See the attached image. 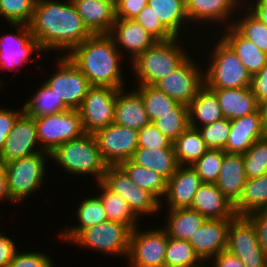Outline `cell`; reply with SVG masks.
Segmentation results:
<instances>
[{"label": "cell", "instance_id": "c3c4849f", "mask_svg": "<svg viewBox=\"0 0 267 267\" xmlns=\"http://www.w3.org/2000/svg\"><path fill=\"white\" fill-rule=\"evenodd\" d=\"M138 148L158 149L174 147L173 142L163 135L153 122H150L138 130Z\"/></svg>", "mask_w": 267, "mask_h": 267}, {"label": "cell", "instance_id": "3957f363", "mask_svg": "<svg viewBox=\"0 0 267 267\" xmlns=\"http://www.w3.org/2000/svg\"><path fill=\"white\" fill-rule=\"evenodd\" d=\"M50 159L58 162L69 174H92L97 182L102 181L108 166L94 134L89 133L61 144L50 154Z\"/></svg>", "mask_w": 267, "mask_h": 267}, {"label": "cell", "instance_id": "603a6c76", "mask_svg": "<svg viewBox=\"0 0 267 267\" xmlns=\"http://www.w3.org/2000/svg\"><path fill=\"white\" fill-rule=\"evenodd\" d=\"M92 34H109L116 21V8L103 0H72Z\"/></svg>", "mask_w": 267, "mask_h": 267}, {"label": "cell", "instance_id": "ffe728a7", "mask_svg": "<svg viewBox=\"0 0 267 267\" xmlns=\"http://www.w3.org/2000/svg\"><path fill=\"white\" fill-rule=\"evenodd\" d=\"M202 183L191 165H179L167 180L164 197H167L168 209L189 208Z\"/></svg>", "mask_w": 267, "mask_h": 267}, {"label": "cell", "instance_id": "30bf717a", "mask_svg": "<svg viewBox=\"0 0 267 267\" xmlns=\"http://www.w3.org/2000/svg\"><path fill=\"white\" fill-rule=\"evenodd\" d=\"M62 57V58H61ZM57 58L58 68L44 83L61 98L68 109L78 110L91 84L81 70L64 54Z\"/></svg>", "mask_w": 267, "mask_h": 267}, {"label": "cell", "instance_id": "11a10c76", "mask_svg": "<svg viewBox=\"0 0 267 267\" xmlns=\"http://www.w3.org/2000/svg\"><path fill=\"white\" fill-rule=\"evenodd\" d=\"M17 247L9 236L0 233V267H7L14 257Z\"/></svg>", "mask_w": 267, "mask_h": 267}, {"label": "cell", "instance_id": "b9f144b4", "mask_svg": "<svg viewBox=\"0 0 267 267\" xmlns=\"http://www.w3.org/2000/svg\"><path fill=\"white\" fill-rule=\"evenodd\" d=\"M245 17L231 25L247 40L253 42L261 51L267 53V25L262 23L249 10Z\"/></svg>", "mask_w": 267, "mask_h": 267}, {"label": "cell", "instance_id": "4dcf8cb0", "mask_svg": "<svg viewBox=\"0 0 267 267\" xmlns=\"http://www.w3.org/2000/svg\"><path fill=\"white\" fill-rule=\"evenodd\" d=\"M233 206L237 216H247L267 208V173L247 179L240 199Z\"/></svg>", "mask_w": 267, "mask_h": 267}, {"label": "cell", "instance_id": "1f68e13d", "mask_svg": "<svg viewBox=\"0 0 267 267\" xmlns=\"http://www.w3.org/2000/svg\"><path fill=\"white\" fill-rule=\"evenodd\" d=\"M77 219L80 224L60 233L62 239L72 242L84 229L108 221L101 199L98 196L85 198L77 209Z\"/></svg>", "mask_w": 267, "mask_h": 267}, {"label": "cell", "instance_id": "816d5d0a", "mask_svg": "<svg viewBox=\"0 0 267 267\" xmlns=\"http://www.w3.org/2000/svg\"><path fill=\"white\" fill-rule=\"evenodd\" d=\"M147 5L148 0H121L116 6V19H134Z\"/></svg>", "mask_w": 267, "mask_h": 267}, {"label": "cell", "instance_id": "5bb4252c", "mask_svg": "<svg viewBox=\"0 0 267 267\" xmlns=\"http://www.w3.org/2000/svg\"><path fill=\"white\" fill-rule=\"evenodd\" d=\"M94 136L108 166H119L130 160L138 148V131L114 122L98 130Z\"/></svg>", "mask_w": 267, "mask_h": 267}, {"label": "cell", "instance_id": "6da1fadb", "mask_svg": "<svg viewBox=\"0 0 267 267\" xmlns=\"http://www.w3.org/2000/svg\"><path fill=\"white\" fill-rule=\"evenodd\" d=\"M29 27L43 52L64 49L69 53L92 35L72 0H36Z\"/></svg>", "mask_w": 267, "mask_h": 267}, {"label": "cell", "instance_id": "7bdbcfd3", "mask_svg": "<svg viewBox=\"0 0 267 267\" xmlns=\"http://www.w3.org/2000/svg\"><path fill=\"white\" fill-rule=\"evenodd\" d=\"M243 159L247 179L267 173V136L257 140L243 154Z\"/></svg>", "mask_w": 267, "mask_h": 267}, {"label": "cell", "instance_id": "f907efd6", "mask_svg": "<svg viewBox=\"0 0 267 267\" xmlns=\"http://www.w3.org/2000/svg\"><path fill=\"white\" fill-rule=\"evenodd\" d=\"M15 111L12 109H0V152L2 151L5 139L9 135L10 131L18 119V117L24 112V107L21 111Z\"/></svg>", "mask_w": 267, "mask_h": 267}, {"label": "cell", "instance_id": "d590c367", "mask_svg": "<svg viewBox=\"0 0 267 267\" xmlns=\"http://www.w3.org/2000/svg\"><path fill=\"white\" fill-rule=\"evenodd\" d=\"M98 186L102 190L98 197L101 199L108 220L125 224L131 230L139 227L137 225L139 218L130 209L128 203L120 195L110 190L102 181L98 182Z\"/></svg>", "mask_w": 267, "mask_h": 267}, {"label": "cell", "instance_id": "8992f818", "mask_svg": "<svg viewBox=\"0 0 267 267\" xmlns=\"http://www.w3.org/2000/svg\"><path fill=\"white\" fill-rule=\"evenodd\" d=\"M47 157L50 159L48 152H37L5 164L8 190L15 203L25 200L40 188Z\"/></svg>", "mask_w": 267, "mask_h": 267}, {"label": "cell", "instance_id": "52a82bcc", "mask_svg": "<svg viewBox=\"0 0 267 267\" xmlns=\"http://www.w3.org/2000/svg\"><path fill=\"white\" fill-rule=\"evenodd\" d=\"M37 138L42 151L51 154L68 140L81 137L85 132L78 110L35 117ZM42 145V146H41Z\"/></svg>", "mask_w": 267, "mask_h": 267}, {"label": "cell", "instance_id": "94428289", "mask_svg": "<svg viewBox=\"0 0 267 267\" xmlns=\"http://www.w3.org/2000/svg\"><path fill=\"white\" fill-rule=\"evenodd\" d=\"M103 1L112 4L116 8V6L120 3L121 0H103Z\"/></svg>", "mask_w": 267, "mask_h": 267}, {"label": "cell", "instance_id": "ba28073f", "mask_svg": "<svg viewBox=\"0 0 267 267\" xmlns=\"http://www.w3.org/2000/svg\"><path fill=\"white\" fill-rule=\"evenodd\" d=\"M226 250L245 267H267V253L259 245L255 226L247 216L235 215L231 219Z\"/></svg>", "mask_w": 267, "mask_h": 267}, {"label": "cell", "instance_id": "e0dca14e", "mask_svg": "<svg viewBox=\"0 0 267 267\" xmlns=\"http://www.w3.org/2000/svg\"><path fill=\"white\" fill-rule=\"evenodd\" d=\"M37 144L35 117L29 116L24 111L5 139L4 147L0 152V161L6 164L37 152H45L42 149H37L35 146Z\"/></svg>", "mask_w": 267, "mask_h": 267}, {"label": "cell", "instance_id": "f35d334b", "mask_svg": "<svg viewBox=\"0 0 267 267\" xmlns=\"http://www.w3.org/2000/svg\"><path fill=\"white\" fill-rule=\"evenodd\" d=\"M137 87L138 89L136 90L142 96L150 122H153L165 113H173V109L179 104L153 85H138Z\"/></svg>", "mask_w": 267, "mask_h": 267}, {"label": "cell", "instance_id": "9f6ffc18", "mask_svg": "<svg viewBox=\"0 0 267 267\" xmlns=\"http://www.w3.org/2000/svg\"><path fill=\"white\" fill-rule=\"evenodd\" d=\"M213 259V267H245L237 256L227 250L220 252Z\"/></svg>", "mask_w": 267, "mask_h": 267}, {"label": "cell", "instance_id": "74e56055", "mask_svg": "<svg viewBox=\"0 0 267 267\" xmlns=\"http://www.w3.org/2000/svg\"><path fill=\"white\" fill-rule=\"evenodd\" d=\"M24 111L32 117L51 115L68 110L61 98L43 83L31 97L24 103Z\"/></svg>", "mask_w": 267, "mask_h": 267}, {"label": "cell", "instance_id": "9c48e42d", "mask_svg": "<svg viewBox=\"0 0 267 267\" xmlns=\"http://www.w3.org/2000/svg\"><path fill=\"white\" fill-rule=\"evenodd\" d=\"M130 233L131 229L127 225L108 220L84 229L71 243L107 255H124L127 258Z\"/></svg>", "mask_w": 267, "mask_h": 267}, {"label": "cell", "instance_id": "44dd1931", "mask_svg": "<svg viewBox=\"0 0 267 267\" xmlns=\"http://www.w3.org/2000/svg\"><path fill=\"white\" fill-rule=\"evenodd\" d=\"M109 35L114 40L115 46H118L117 48L121 47L123 51L125 49L130 52L132 61L157 42L134 19H116Z\"/></svg>", "mask_w": 267, "mask_h": 267}, {"label": "cell", "instance_id": "cb8c5ba5", "mask_svg": "<svg viewBox=\"0 0 267 267\" xmlns=\"http://www.w3.org/2000/svg\"><path fill=\"white\" fill-rule=\"evenodd\" d=\"M246 180L243 155L224 151L222 167L215 184L233 205L240 199Z\"/></svg>", "mask_w": 267, "mask_h": 267}, {"label": "cell", "instance_id": "ab89813d", "mask_svg": "<svg viewBox=\"0 0 267 267\" xmlns=\"http://www.w3.org/2000/svg\"><path fill=\"white\" fill-rule=\"evenodd\" d=\"M199 261L203 263L188 240L168 236L164 267H194Z\"/></svg>", "mask_w": 267, "mask_h": 267}, {"label": "cell", "instance_id": "9a60e30c", "mask_svg": "<svg viewBox=\"0 0 267 267\" xmlns=\"http://www.w3.org/2000/svg\"><path fill=\"white\" fill-rule=\"evenodd\" d=\"M190 58L188 57L175 71L154 85L178 103L187 106L205 85L203 71Z\"/></svg>", "mask_w": 267, "mask_h": 267}, {"label": "cell", "instance_id": "6125c7cd", "mask_svg": "<svg viewBox=\"0 0 267 267\" xmlns=\"http://www.w3.org/2000/svg\"><path fill=\"white\" fill-rule=\"evenodd\" d=\"M194 267H205L203 265H201V263H199L198 265L194 266ZM207 267V266H206Z\"/></svg>", "mask_w": 267, "mask_h": 267}, {"label": "cell", "instance_id": "f5cc1de1", "mask_svg": "<svg viewBox=\"0 0 267 267\" xmlns=\"http://www.w3.org/2000/svg\"><path fill=\"white\" fill-rule=\"evenodd\" d=\"M247 217L255 226L259 245L267 253V208L251 213Z\"/></svg>", "mask_w": 267, "mask_h": 267}, {"label": "cell", "instance_id": "83f0119b", "mask_svg": "<svg viewBox=\"0 0 267 267\" xmlns=\"http://www.w3.org/2000/svg\"><path fill=\"white\" fill-rule=\"evenodd\" d=\"M185 3L189 22L206 21L205 23H208L207 21L231 20L229 16L234 13L235 9H238L239 4L237 3H240V0H185Z\"/></svg>", "mask_w": 267, "mask_h": 267}, {"label": "cell", "instance_id": "5b68a950", "mask_svg": "<svg viewBox=\"0 0 267 267\" xmlns=\"http://www.w3.org/2000/svg\"><path fill=\"white\" fill-rule=\"evenodd\" d=\"M212 60L204 72L205 85L212 90L251 86V75L232 49L220 39L212 50Z\"/></svg>", "mask_w": 267, "mask_h": 267}, {"label": "cell", "instance_id": "2e32d148", "mask_svg": "<svg viewBox=\"0 0 267 267\" xmlns=\"http://www.w3.org/2000/svg\"><path fill=\"white\" fill-rule=\"evenodd\" d=\"M18 31L16 34L9 33L0 38V70H17V67L32 60L31 54L42 49L33 38V34L27 24H10ZM31 58V59H30Z\"/></svg>", "mask_w": 267, "mask_h": 267}, {"label": "cell", "instance_id": "ee69618b", "mask_svg": "<svg viewBox=\"0 0 267 267\" xmlns=\"http://www.w3.org/2000/svg\"><path fill=\"white\" fill-rule=\"evenodd\" d=\"M224 150L208 149L191 167L201 178L203 183L215 184L222 167Z\"/></svg>", "mask_w": 267, "mask_h": 267}, {"label": "cell", "instance_id": "6f0895ef", "mask_svg": "<svg viewBox=\"0 0 267 267\" xmlns=\"http://www.w3.org/2000/svg\"><path fill=\"white\" fill-rule=\"evenodd\" d=\"M252 5L248 6V10L257 17L262 23L267 25V0H255Z\"/></svg>", "mask_w": 267, "mask_h": 267}, {"label": "cell", "instance_id": "4fadbf2b", "mask_svg": "<svg viewBox=\"0 0 267 267\" xmlns=\"http://www.w3.org/2000/svg\"><path fill=\"white\" fill-rule=\"evenodd\" d=\"M138 229V230H137ZM130 233L129 258L131 267H164L168 235L164 228Z\"/></svg>", "mask_w": 267, "mask_h": 267}, {"label": "cell", "instance_id": "f6af8a7d", "mask_svg": "<svg viewBox=\"0 0 267 267\" xmlns=\"http://www.w3.org/2000/svg\"><path fill=\"white\" fill-rule=\"evenodd\" d=\"M36 0H0V15L10 24H27L33 19Z\"/></svg>", "mask_w": 267, "mask_h": 267}, {"label": "cell", "instance_id": "8fae6325", "mask_svg": "<svg viewBox=\"0 0 267 267\" xmlns=\"http://www.w3.org/2000/svg\"><path fill=\"white\" fill-rule=\"evenodd\" d=\"M118 89L108 86H91L78 109L85 133L95 134L114 121Z\"/></svg>", "mask_w": 267, "mask_h": 267}, {"label": "cell", "instance_id": "db71d44e", "mask_svg": "<svg viewBox=\"0 0 267 267\" xmlns=\"http://www.w3.org/2000/svg\"><path fill=\"white\" fill-rule=\"evenodd\" d=\"M251 89L258 103L267 100V64L251 79Z\"/></svg>", "mask_w": 267, "mask_h": 267}, {"label": "cell", "instance_id": "91938a15", "mask_svg": "<svg viewBox=\"0 0 267 267\" xmlns=\"http://www.w3.org/2000/svg\"><path fill=\"white\" fill-rule=\"evenodd\" d=\"M259 111L261 114L263 128L267 132V100L259 103Z\"/></svg>", "mask_w": 267, "mask_h": 267}, {"label": "cell", "instance_id": "4316f807", "mask_svg": "<svg viewBox=\"0 0 267 267\" xmlns=\"http://www.w3.org/2000/svg\"><path fill=\"white\" fill-rule=\"evenodd\" d=\"M221 39L237 55L251 77L267 64V53L261 51L253 42L243 37L231 24Z\"/></svg>", "mask_w": 267, "mask_h": 267}, {"label": "cell", "instance_id": "277c9868", "mask_svg": "<svg viewBox=\"0 0 267 267\" xmlns=\"http://www.w3.org/2000/svg\"><path fill=\"white\" fill-rule=\"evenodd\" d=\"M178 37L167 41H157L132 63L138 78L137 85H155L159 80L175 71L187 58L186 49L177 43Z\"/></svg>", "mask_w": 267, "mask_h": 267}, {"label": "cell", "instance_id": "484cf974", "mask_svg": "<svg viewBox=\"0 0 267 267\" xmlns=\"http://www.w3.org/2000/svg\"><path fill=\"white\" fill-rule=\"evenodd\" d=\"M218 98L224 118L234 120L256 112L259 103L251 86L213 90Z\"/></svg>", "mask_w": 267, "mask_h": 267}, {"label": "cell", "instance_id": "60d3db41", "mask_svg": "<svg viewBox=\"0 0 267 267\" xmlns=\"http://www.w3.org/2000/svg\"><path fill=\"white\" fill-rule=\"evenodd\" d=\"M153 123L163 135L174 142L189 127L188 106L179 103L173 113H165Z\"/></svg>", "mask_w": 267, "mask_h": 267}, {"label": "cell", "instance_id": "7c38bea8", "mask_svg": "<svg viewBox=\"0 0 267 267\" xmlns=\"http://www.w3.org/2000/svg\"><path fill=\"white\" fill-rule=\"evenodd\" d=\"M102 182L120 195L137 217L155 214L162 207L161 202L152 193L138 187L120 166H107Z\"/></svg>", "mask_w": 267, "mask_h": 267}, {"label": "cell", "instance_id": "8d00e7d4", "mask_svg": "<svg viewBox=\"0 0 267 267\" xmlns=\"http://www.w3.org/2000/svg\"><path fill=\"white\" fill-rule=\"evenodd\" d=\"M140 188L152 193L160 202L159 197L165 195L167 180L153 170L136 165L131 160L122 162L119 165Z\"/></svg>", "mask_w": 267, "mask_h": 267}, {"label": "cell", "instance_id": "d4e9b609", "mask_svg": "<svg viewBox=\"0 0 267 267\" xmlns=\"http://www.w3.org/2000/svg\"><path fill=\"white\" fill-rule=\"evenodd\" d=\"M113 122L137 131L150 123L138 91L125 93L124 88L118 89Z\"/></svg>", "mask_w": 267, "mask_h": 267}, {"label": "cell", "instance_id": "f1b7e54d", "mask_svg": "<svg viewBox=\"0 0 267 267\" xmlns=\"http://www.w3.org/2000/svg\"><path fill=\"white\" fill-rule=\"evenodd\" d=\"M188 116L189 126L197 129L223 119L224 117L215 92L204 85L188 105ZM196 119L198 123L200 122L199 124H197Z\"/></svg>", "mask_w": 267, "mask_h": 267}, {"label": "cell", "instance_id": "d6986e66", "mask_svg": "<svg viewBox=\"0 0 267 267\" xmlns=\"http://www.w3.org/2000/svg\"><path fill=\"white\" fill-rule=\"evenodd\" d=\"M266 136L258 109L249 115L230 120V133L224 151L243 155L257 140Z\"/></svg>", "mask_w": 267, "mask_h": 267}, {"label": "cell", "instance_id": "681fc988", "mask_svg": "<svg viewBox=\"0 0 267 267\" xmlns=\"http://www.w3.org/2000/svg\"><path fill=\"white\" fill-rule=\"evenodd\" d=\"M53 261L43 252L16 251L8 267H53Z\"/></svg>", "mask_w": 267, "mask_h": 267}, {"label": "cell", "instance_id": "7a4b0ae2", "mask_svg": "<svg viewBox=\"0 0 267 267\" xmlns=\"http://www.w3.org/2000/svg\"><path fill=\"white\" fill-rule=\"evenodd\" d=\"M66 56L81 70L91 86L124 88L120 67L123 55L109 34H92Z\"/></svg>", "mask_w": 267, "mask_h": 267}, {"label": "cell", "instance_id": "836d02e7", "mask_svg": "<svg viewBox=\"0 0 267 267\" xmlns=\"http://www.w3.org/2000/svg\"><path fill=\"white\" fill-rule=\"evenodd\" d=\"M148 6L175 37L180 36L181 26L189 21L185 0H148Z\"/></svg>", "mask_w": 267, "mask_h": 267}, {"label": "cell", "instance_id": "f546056e", "mask_svg": "<svg viewBox=\"0 0 267 267\" xmlns=\"http://www.w3.org/2000/svg\"><path fill=\"white\" fill-rule=\"evenodd\" d=\"M136 165L153 170L168 180L179 166L174 148H137L130 159Z\"/></svg>", "mask_w": 267, "mask_h": 267}, {"label": "cell", "instance_id": "bcb514c9", "mask_svg": "<svg viewBox=\"0 0 267 267\" xmlns=\"http://www.w3.org/2000/svg\"><path fill=\"white\" fill-rule=\"evenodd\" d=\"M208 149L224 150L230 133V120L223 118L198 128Z\"/></svg>", "mask_w": 267, "mask_h": 267}, {"label": "cell", "instance_id": "7dc6e473", "mask_svg": "<svg viewBox=\"0 0 267 267\" xmlns=\"http://www.w3.org/2000/svg\"><path fill=\"white\" fill-rule=\"evenodd\" d=\"M152 10L147 5L134 20L157 41H167L174 38L175 36L160 22Z\"/></svg>", "mask_w": 267, "mask_h": 267}, {"label": "cell", "instance_id": "7402d4cb", "mask_svg": "<svg viewBox=\"0 0 267 267\" xmlns=\"http://www.w3.org/2000/svg\"><path fill=\"white\" fill-rule=\"evenodd\" d=\"M207 219H232L234 206L213 183H202L189 207Z\"/></svg>", "mask_w": 267, "mask_h": 267}, {"label": "cell", "instance_id": "ac0fdd59", "mask_svg": "<svg viewBox=\"0 0 267 267\" xmlns=\"http://www.w3.org/2000/svg\"><path fill=\"white\" fill-rule=\"evenodd\" d=\"M231 219H207L188 240L198 256L203 260L225 251Z\"/></svg>", "mask_w": 267, "mask_h": 267}, {"label": "cell", "instance_id": "680465c9", "mask_svg": "<svg viewBox=\"0 0 267 267\" xmlns=\"http://www.w3.org/2000/svg\"><path fill=\"white\" fill-rule=\"evenodd\" d=\"M9 201L11 203H15L9 193L8 184H7V175L5 164L0 161V201Z\"/></svg>", "mask_w": 267, "mask_h": 267}, {"label": "cell", "instance_id": "e575fe53", "mask_svg": "<svg viewBox=\"0 0 267 267\" xmlns=\"http://www.w3.org/2000/svg\"><path fill=\"white\" fill-rule=\"evenodd\" d=\"M173 147L179 165H192L208 150L200 131L191 126L173 142Z\"/></svg>", "mask_w": 267, "mask_h": 267}, {"label": "cell", "instance_id": "d6a6232c", "mask_svg": "<svg viewBox=\"0 0 267 267\" xmlns=\"http://www.w3.org/2000/svg\"><path fill=\"white\" fill-rule=\"evenodd\" d=\"M167 235L172 238L189 240L207 220L204 215L190 208L169 209Z\"/></svg>", "mask_w": 267, "mask_h": 267}]
</instances>
